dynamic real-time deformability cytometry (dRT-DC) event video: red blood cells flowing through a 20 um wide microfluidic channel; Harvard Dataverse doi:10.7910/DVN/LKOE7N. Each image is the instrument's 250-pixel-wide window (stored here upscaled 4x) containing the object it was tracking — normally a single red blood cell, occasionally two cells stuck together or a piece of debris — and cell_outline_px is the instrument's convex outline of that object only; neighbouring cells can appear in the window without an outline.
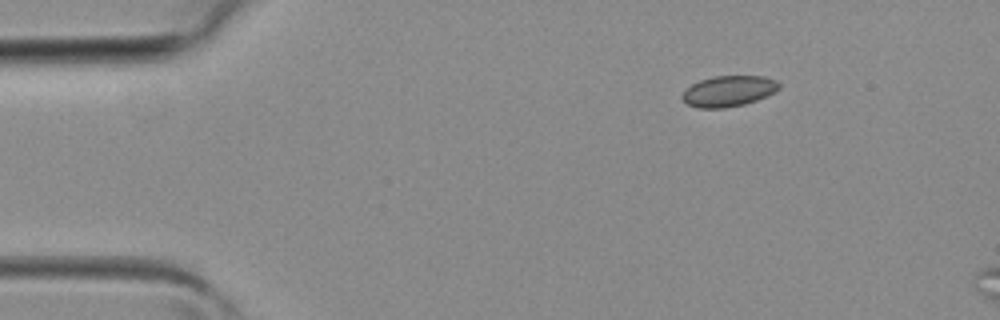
{"species": "common noctule bat (a hibernating species)", "species_latin": "Nyctalus noctula", "temperature_condition": "room temperature", "stored_images_in_passage": 3, "camera_frame_rate_fps": 3000, "um_per_image_px": 0.085, "animal": {"sex": "female", "body_mass_g": 19.3, "forearm_length_mm": 54.1}, "frame": {"image": 1, "passage_image": 3, "time_ms": 0.667, "image_size_px": [1000, 320], "cell_outline_px": [[780, 88], [756, 100], [744, 104], [724, 108], [696, 108], [688, 104], [680, 96], [692, 84], [700, 80], [712, 76], [764, 76], [776, 80], [780, 84]], "centroid_in_image_um": [61.91, 7.74], "position_along_channel_um": 23.1, "area_um2": 17.22}}